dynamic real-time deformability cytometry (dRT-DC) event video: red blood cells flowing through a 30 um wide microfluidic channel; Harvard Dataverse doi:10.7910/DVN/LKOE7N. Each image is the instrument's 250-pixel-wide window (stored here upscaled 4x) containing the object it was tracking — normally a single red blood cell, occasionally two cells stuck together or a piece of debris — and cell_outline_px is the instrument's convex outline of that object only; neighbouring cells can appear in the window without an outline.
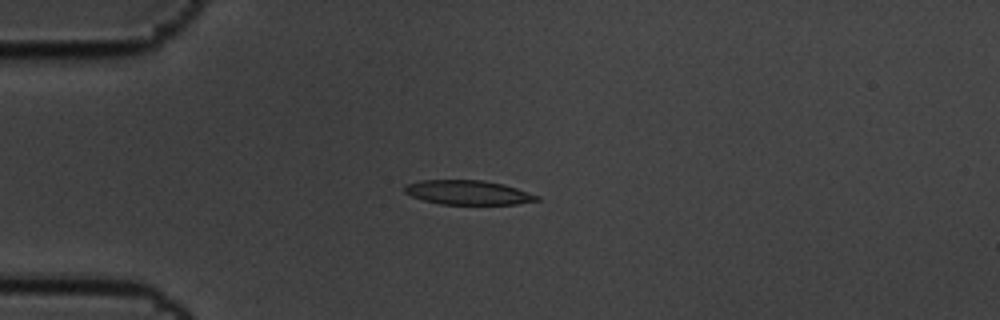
{"species": "common noctule bat (a hibernating species)", "species_latin": "Nyctalus noctula", "temperature_condition": "cold", "stored_images_in_passage": 8, "camera_frame_rate_fps": 3000, "um_per_image_px": 0.085, "animal": {"sex": "male", "body_mass_g": 19.5, "forearm_length_mm": 54.6}, "frame": {"image": 1, "passage_image": 5, "time_ms": 1.333, "image_size_px": [1000, 320], "cell_outline_px": [[540, 200], [516, 204], [440, 204], [424, 200], [412, 196], [404, 192], [404, 188], [408, 184], [420, 180], [484, 180], [504, 184], [540, 196]], "centroid_in_image_um": [39.8, 16.36], "position_along_channel_um": 45.2, "area_um2": 18.67}}
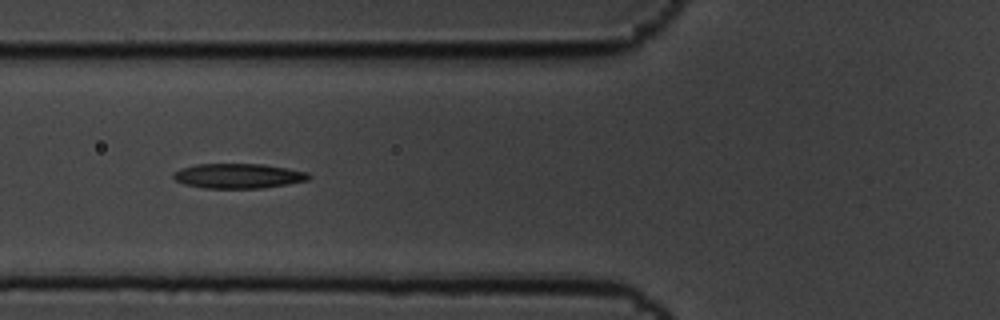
{"frame": {"image": 2, "passage_image": 7, "time_ms": 2.0, "image_size_px": [1000, 320], "cell_outline_px": [[312, 176], [308, 180], [288, 184], [264, 188], [204, 188], [184, 184], [176, 180], [172, 176], [172, 172], [180, 168], [196, 164], [264, 164], [288, 168], [308, 172]], "centroid_in_image_um": [20.26, 14.95], "position_along_channel_um": 105.5, "area_um2": 19.77}}
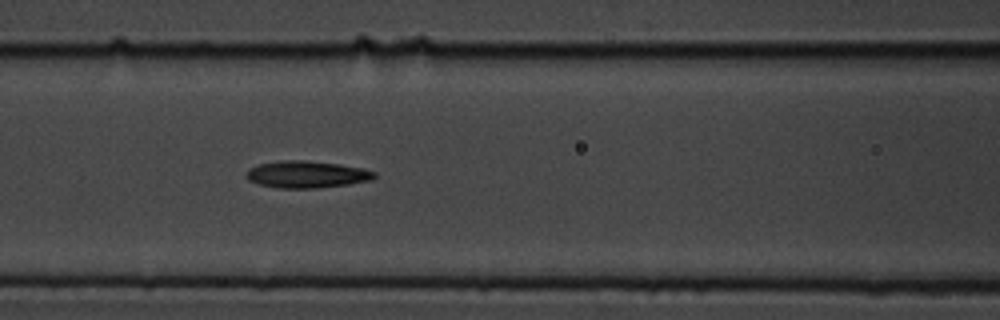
{"frame": {"image": 3, "passage_image": 8, "time_ms": 2.333, "image_size_px": [1000, 320], "cell_outline_px": [[376, 176], [372, 180], [348, 184], [316, 188], [276, 188], [260, 184], [248, 180], [244, 176], [248, 168], [260, 164], [284, 160], [304, 160], [340, 164], [364, 168], [376, 172]], "centroid_in_image_um": [26.07, 14.82], "position_along_channel_um": 140.5, "area_um2": 20.23}}